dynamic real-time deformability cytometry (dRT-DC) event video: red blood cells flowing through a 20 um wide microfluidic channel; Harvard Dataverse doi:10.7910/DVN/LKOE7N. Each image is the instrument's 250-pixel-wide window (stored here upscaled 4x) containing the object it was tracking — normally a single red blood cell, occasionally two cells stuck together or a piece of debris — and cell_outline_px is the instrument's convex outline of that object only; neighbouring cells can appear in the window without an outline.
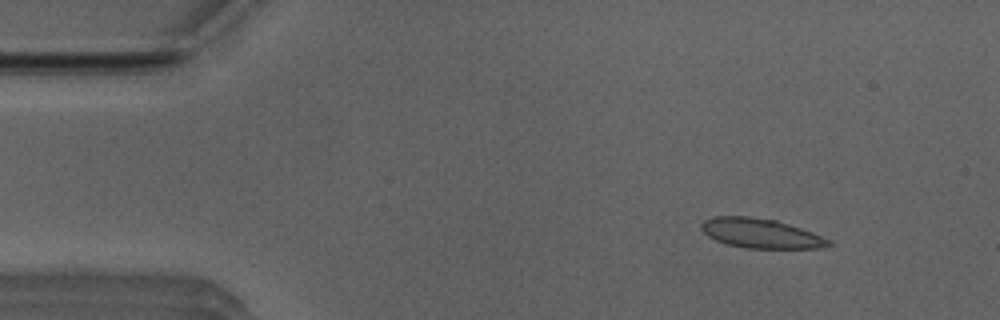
{"species": "Egyptian fruit bat (a non-hibernating species)", "species_latin": "Rousettus aegyptiacus", "temperature_condition": "room temperature", "stored_images_in_passage": 50, "camera_frame_rate_fps": 3000, "um_per_image_px": 0.085, "animal": {"sex": "male"}, "frame": {"image": 1, "passage_image": 5, "time_ms": 1.333, "image_size_px": [1000, 320], "cell_outline_px": [[836, 244], [820, 248], [744, 248], [728, 244], [716, 240], [708, 236], [700, 228], [700, 224], [704, 220], [712, 216], [748, 216], [776, 220], [812, 232], [832, 240]], "centroid_in_image_um": [64.68, 19.83], "position_along_channel_um": 20.3, "area_um2": 22.02}}
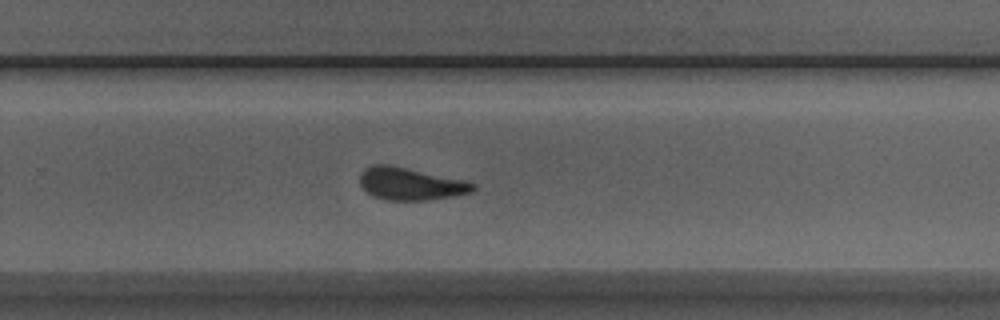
{"frame": {"image": 2, "passage_image": 32, "time_ms": 10.333, "image_size_px": [1000, 320], "cell_outline_px": [[476, 188], [472, 192], [452, 196], [428, 200], [388, 200], [372, 196], [360, 184], [360, 176], [364, 168], [372, 164], [388, 164], [408, 168], [464, 180], [476, 184]], "centroid_in_image_um": [34.88, 15.62], "position_along_channel_um": 294.9, "area_um2": 21.33}}
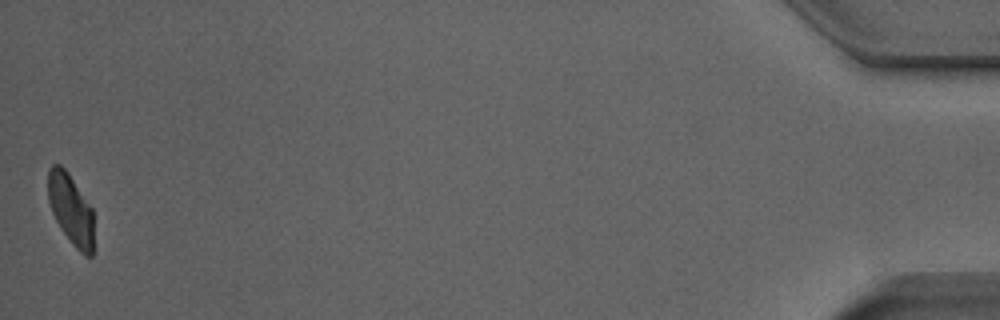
{"frame": {"image": 3, "passage_image": 50, "time_ms": 16.333, "image_size_px": [1000, 320], "cell_outline_px": [[92, 256], [84, 256], [72, 244], [60, 228], [52, 212], [48, 200], [48, 168], [52, 164], [60, 164], [68, 172], [92, 208]], "centroid_in_image_um": [5.99, 17.76], "position_along_channel_um": 429.2, "area_um2": 18.67}, "authors_computed_cell_mechanics": {"area_um2": 21.7039, "velocity_mm_per_s": 3.9498, "shape_relaxation_time_tau1_ms": 7.1077, "shape_relaxation_time_tau2_ms": 1.0624, "deformation_change_tau1": 0.1519, "deformation_change_tau2": 0.0635}}